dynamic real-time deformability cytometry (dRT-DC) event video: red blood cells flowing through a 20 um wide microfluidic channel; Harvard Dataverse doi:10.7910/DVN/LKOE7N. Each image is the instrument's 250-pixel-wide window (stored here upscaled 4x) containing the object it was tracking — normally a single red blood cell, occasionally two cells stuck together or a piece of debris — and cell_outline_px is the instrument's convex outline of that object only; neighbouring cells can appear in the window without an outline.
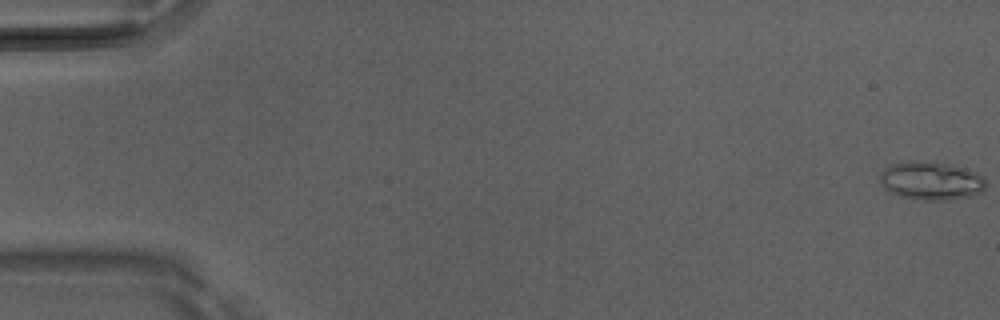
{"species": "Egyptian fruit bat (a non-hibernating species)", "species_latin": "Rousettus aegyptiacus", "temperature_condition": "room temperature", "stored_images_in_passage": 52, "camera_frame_rate_fps": 3000, "um_per_image_px": 0.085, "animal": {"sex": "male"}, "frame": {"image": 1, "passage_image": 1, "time_ms": 0.0, "image_size_px": [1000, 320], "cell_outline_px": [[984, 188], [980, 192], [972, 196], [948, 200], [916, 200], [900, 196], [884, 188], [880, 184], [880, 172], [888, 164], [908, 160], [916, 160], [948, 164], [976, 172], [984, 176]], "centroid_in_image_um": [79.09, 15.36], "position_along_channel_um": 5.9, "area_um2": 23.87}}
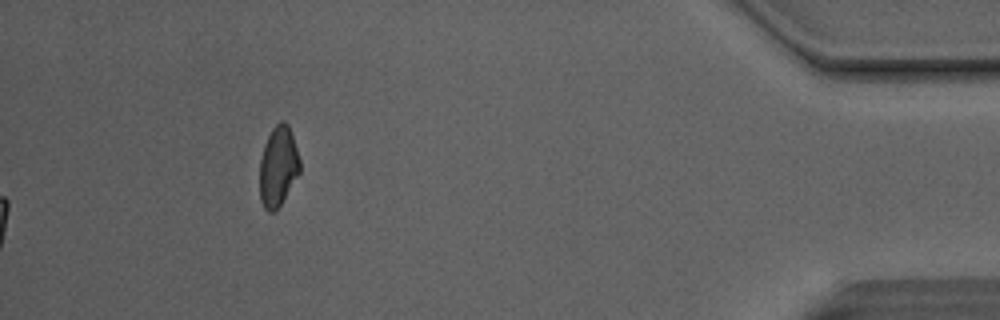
{"frame": {"image": 2, "passage_image": 52, "time_ms": 17.0, "image_size_px": [1000, 320], "cell_outline_px": [[300, 172], [280, 204], [272, 212], [268, 212], [264, 208], [260, 200], [260, 160], [264, 144], [272, 128], [280, 120], [284, 120], [288, 124], [300, 160]], "centroid_in_image_um": [23.63, 14.12], "position_along_channel_um": 411.6, "area_um2": 18.55}, "authors_computed_cell_mechanics": {"area_um2": 17.0799, "velocity_mm_per_s": 4.1374, "shape_relaxation_time_tau1_ms": 5.0037, "shape_relaxation_time_tau2_ms": 2.313, "deformation_change_tau1": 0.162, "deformation_change_tau2": 0.0758}}